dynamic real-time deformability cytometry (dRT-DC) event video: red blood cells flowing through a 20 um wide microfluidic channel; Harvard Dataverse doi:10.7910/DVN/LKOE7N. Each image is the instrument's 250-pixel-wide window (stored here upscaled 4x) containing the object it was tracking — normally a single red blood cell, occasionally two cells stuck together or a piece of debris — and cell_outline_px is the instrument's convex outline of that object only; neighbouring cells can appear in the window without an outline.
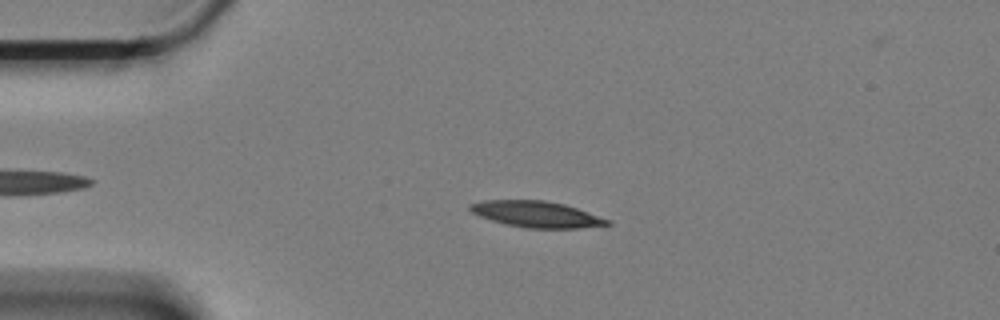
{"species": "Egyptian fruit bat (a non-hibernating species)", "species_latin": "Rousettus aegyptiacus", "temperature_condition": "cold", "stored_images_in_passage": 54, "camera_frame_rate_fps": 3000, "um_per_image_px": 0.085, "animal": {"sex": "female"}, "frame": {"image": 1, "passage_image": 13, "time_ms": 4.0, "image_size_px": [1000, 320], "cell_outline_px": [[612, 224], [576, 228], [528, 228], [508, 224], [492, 220], [480, 216], [472, 212], [468, 208], [468, 204], [484, 200], [544, 200], [564, 204], [576, 208], [608, 220]], "centroid_in_image_um": [45.54, 18.2], "position_along_channel_um": 39.5, "area_um2": 20.52}}
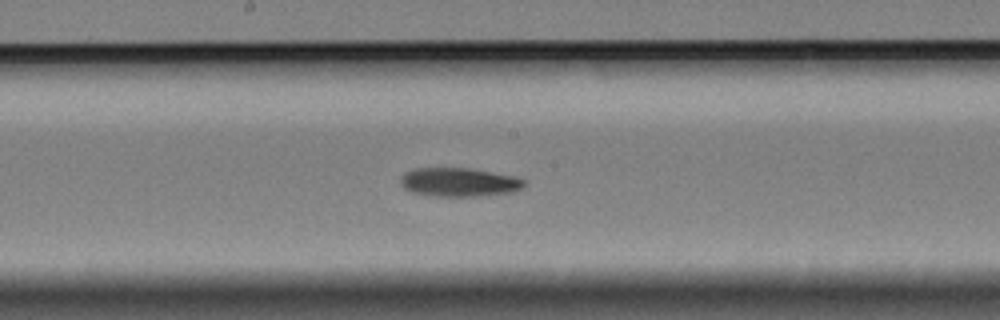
{"frame": {"image": 2, "passage_image": 31, "time_ms": 10.0, "image_size_px": [1000, 320], "cell_outline_px": [[528, 184], [524, 188], [516, 192], [480, 196], [436, 196], [412, 192], [404, 188], [400, 184], [400, 176], [404, 172], [416, 168], [468, 168], [516, 176], [524, 180]], "centroid_in_image_um": [39.07, 15.49], "position_along_channel_um": 209.1, "area_um2": 21.04}}
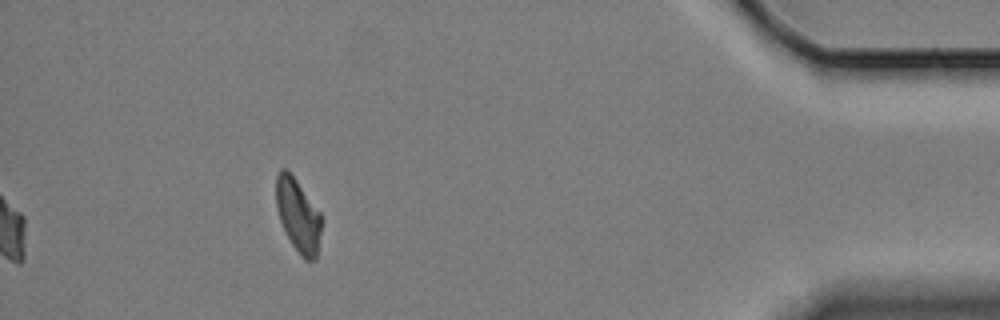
{"frame": {"image": 3, "passage_image": 54, "time_ms": 17.667, "image_size_px": [1000, 320], "cell_outline_px": [[320, 232], [316, 260], [304, 260], [300, 256], [292, 244], [280, 220], [276, 208], [276, 176], [280, 168], [284, 168], [296, 180], [320, 212]], "centroid_in_image_um": [25.32, 18.32], "position_along_channel_um": 409.9, "area_um2": 18.96}, "authors_computed_cell_mechanics": {"area_um2": 20.2878, "velocity_mm_per_s": 3.3095, "shape_relaxation_time_tau1_ms": 8.4445, "shape_relaxation_time_tau2_ms": null, "deformation_change_tau1": 0.1911, "deformation_change_tau2": null}}